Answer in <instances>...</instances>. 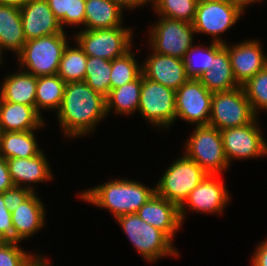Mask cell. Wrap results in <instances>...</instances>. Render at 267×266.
<instances>
[{
  "label": "cell",
  "instance_id": "ee69618b",
  "mask_svg": "<svg viewBox=\"0 0 267 266\" xmlns=\"http://www.w3.org/2000/svg\"><path fill=\"white\" fill-rule=\"evenodd\" d=\"M30 0H0V4L22 8Z\"/></svg>",
  "mask_w": 267,
  "mask_h": 266
},
{
  "label": "cell",
  "instance_id": "7bdbcfd3",
  "mask_svg": "<svg viewBox=\"0 0 267 266\" xmlns=\"http://www.w3.org/2000/svg\"><path fill=\"white\" fill-rule=\"evenodd\" d=\"M232 5L237 6L243 13L244 10L246 11V8L248 5H252L253 3L256 4L257 2H262L263 0H227Z\"/></svg>",
  "mask_w": 267,
  "mask_h": 266
},
{
  "label": "cell",
  "instance_id": "7c38bea8",
  "mask_svg": "<svg viewBox=\"0 0 267 266\" xmlns=\"http://www.w3.org/2000/svg\"><path fill=\"white\" fill-rule=\"evenodd\" d=\"M256 117L251 123L221 130L223 148L228 163L234 159H251L267 156V140L260 130Z\"/></svg>",
  "mask_w": 267,
  "mask_h": 266
},
{
  "label": "cell",
  "instance_id": "44dd1931",
  "mask_svg": "<svg viewBox=\"0 0 267 266\" xmlns=\"http://www.w3.org/2000/svg\"><path fill=\"white\" fill-rule=\"evenodd\" d=\"M44 117L34 106L3 101L0 98V132H23L42 129Z\"/></svg>",
  "mask_w": 267,
  "mask_h": 266
},
{
  "label": "cell",
  "instance_id": "cb8c5ba5",
  "mask_svg": "<svg viewBox=\"0 0 267 266\" xmlns=\"http://www.w3.org/2000/svg\"><path fill=\"white\" fill-rule=\"evenodd\" d=\"M25 42L20 8L0 4V51L8 49L17 56Z\"/></svg>",
  "mask_w": 267,
  "mask_h": 266
},
{
  "label": "cell",
  "instance_id": "e0dca14e",
  "mask_svg": "<svg viewBox=\"0 0 267 266\" xmlns=\"http://www.w3.org/2000/svg\"><path fill=\"white\" fill-rule=\"evenodd\" d=\"M146 58L142 62V74L149 80L176 91L189 79L183 60L180 58L158 54L154 51Z\"/></svg>",
  "mask_w": 267,
  "mask_h": 266
},
{
  "label": "cell",
  "instance_id": "ac0fdd59",
  "mask_svg": "<svg viewBox=\"0 0 267 266\" xmlns=\"http://www.w3.org/2000/svg\"><path fill=\"white\" fill-rule=\"evenodd\" d=\"M144 222L164 232L172 241L182 227L179 207L156 192L136 213Z\"/></svg>",
  "mask_w": 267,
  "mask_h": 266
},
{
  "label": "cell",
  "instance_id": "52a82bcc",
  "mask_svg": "<svg viewBox=\"0 0 267 266\" xmlns=\"http://www.w3.org/2000/svg\"><path fill=\"white\" fill-rule=\"evenodd\" d=\"M132 28L114 27L110 29L79 30L74 42L90 57L114 60L129 52L134 45Z\"/></svg>",
  "mask_w": 267,
  "mask_h": 266
},
{
  "label": "cell",
  "instance_id": "f1b7e54d",
  "mask_svg": "<svg viewBox=\"0 0 267 266\" xmlns=\"http://www.w3.org/2000/svg\"><path fill=\"white\" fill-rule=\"evenodd\" d=\"M224 46L211 41L210 45H192L183 57L186 74L189 79H198L204 72L211 69L212 58Z\"/></svg>",
  "mask_w": 267,
  "mask_h": 266
},
{
  "label": "cell",
  "instance_id": "ffe728a7",
  "mask_svg": "<svg viewBox=\"0 0 267 266\" xmlns=\"http://www.w3.org/2000/svg\"><path fill=\"white\" fill-rule=\"evenodd\" d=\"M34 192L26 201L11 212L12 224L15 231V242H22L37 234L44 228L46 222V210Z\"/></svg>",
  "mask_w": 267,
  "mask_h": 266
},
{
  "label": "cell",
  "instance_id": "7a4b0ae2",
  "mask_svg": "<svg viewBox=\"0 0 267 266\" xmlns=\"http://www.w3.org/2000/svg\"><path fill=\"white\" fill-rule=\"evenodd\" d=\"M155 192V186L147 187L135 180L116 178L82 191L79 197L97 208L110 210L116 219L122 215L137 213Z\"/></svg>",
  "mask_w": 267,
  "mask_h": 266
},
{
  "label": "cell",
  "instance_id": "603a6c76",
  "mask_svg": "<svg viewBox=\"0 0 267 266\" xmlns=\"http://www.w3.org/2000/svg\"><path fill=\"white\" fill-rule=\"evenodd\" d=\"M5 77L0 86V98L3 101L35 107L37 77L20 68Z\"/></svg>",
  "mask_w": 267,
  "mask_h": 266
},
{
  "label": "cell",
  "instance_id": "3957f363",
  "mask_svg": "<svg viewBox=\"0 0 267 266\" xmlns=\"http://www.w3.org/2000/svg\"><path fill=\"white\" fill-rule=\"evenodd\" d=\"M116 220L134 249L147 262L179 256L173 241L164 232L144 222L136 213L119 216Z\"/></svg>",
  "mask_w": 267,
  "mask_h": 266
},
{
  "label": "cell",
  "instance_id": "74e56055",
  "mask_svg": "<svg viewBox=\"0 0 267 266\" xmlns=\"http://www.w3.org/2000/svg\"><path fill=\"white\" fill-rule=\"evenodd\" d=\"M34 192L29 189L13 186L3 192V200L10 212L14 211L20 204L26 201Z\"/></svg>",
  "mask_w": 267,
  "mask_h": 266
},
{
  "label": "cell",
  "instance_id": "9c48e42d",
  "mask_svg": "<svg viewBox=\"0 0 267 266\" xmlns=\"http://www.w3.org/2000/svg\"><path fill=\"white\" fill-rule=\"evenodd\" d=\"M138 113L154 127L169 128L176 121L175 91L142 74Z\"/></svg>",
  "mask_w": 267,
  "mask_h": 266
},
{
  "label": "cell",
  "instance_id": "d4e9b609",
  "mask_svg": "<svg viewBox=\"0 0 267 266\" xmlns=\"http://www.w3.org/2000/svg\"><path fill=\"white\" fill-rule=\"evenodd\" d=\"M198 80L212 93L227 92L239 87L233 76L228 49L225 46L212 58L211 69L204 72Z\"/></svg>",
  "mask_w": 267,
  "mask_h": 266
},
{
  "label": "cell",
  "instance_id": "4316f807",
  "mask_svg": "<svg viewBox=\"0 0 267 266\" xmlns=\"http://www.w3.org/2000/svg\"><path fill=\"white\" fill-rule=\"evenodd\" d=\"M142 88V74L132 82L110 90L106 97L107 115L113 110L121 115L138 112L139 99Z\"/></svg>",
  "mask_w": 267,
  "mask_h": 266
},
{
  "label": "cell",
  "instance_id": "9a60e30c",
  "mask_svg": "<svg viewBox=\"0 0 267 266\" xmlns=\"http://www.w3.org/2000/svg\"><path fill=\"white\" fill-rule=\"evenodd\" d=\"M228 49L233 76L239 86L244 85L267 65V56L260 41L245 40L235 45L224 44Z\"/></svg>",
  "mask_w": 267,
  "mask_h": 266
},
{
  "label": "cell",
  "instance_id": "484cf974",
  "mask_svg": "<svg viewBox=\"0 0 267 266\" xmlns=\"http://www.w3.org/2000/svg\"><path fill=\"white\" fill-rule=\"evenodd\" d=\"M0 132V155L5 159L32 158L42 150L36 141L34 132Z\"/></svg>",
  "mask_w": 267,
  "mask_h": 266
},
{
  "label": "cell",
  "instance_id": "5bb4252c",
  "mask_svg": "<svg viewBox=\"0 0 267 266\" xmlns=\"http://www.w3.org/2000/svg\"><path fill=\"white\" fill-rule=\"evenodd\" d=\"M218 175H207L188 195L187 199L179 207V215L182 221L185 220L187 209L194 212L221 214L228 205L230 193L224 182ZM186 206V207H185ZM186 210V211H185Z\"/></svg>",
  "mask_w": 267,
  "mask_h": 266
},
{
  "label": "cell",
  "instance_id": "f35d334b",
  "mask_svg": "<svg viewBox=\"0 0 267 266\" xmlns=\"http://www.w3.org/2000/svg\"><path fill=\"white\" fill-rule=\"evenodd\" d=\"M13 186L6 159L0 155V194Z\"/></svg>",
  "mask_w": 267,
  "mask_h": 266
},
{
  "label": "cell",
  "instance_id": "ab89813d",
  "mask_svg": "<svg viewBox=\"0 0 267 266\" xmlns=\"http://www.w3.org/2000/svg\"><path fill=\"white\" fill-rule=\"evenodd\" d=\"M252 266H267V238L261 241L251 256Z\"/></svg>",
  "mask_w": 267,
  "mask_h": 266
},
{
  "label": "cell",
  "instance_id": "b9f144b4",
  "mask_svg": "<svg viewBox=\"0 0 267 266\" xmlns=\"http://www.w3.org/2000/svg\"><path fill=\"white\" fill-rule=\"evenodd\" d=\"M121 4L125 9H136L145 4H148L150 0H113Z\"/></svg>",
  "mask_w": 267,
  "mask_h": 266
},
{
  "label": "cell",
  "instance_id": "4fadbf2b",
  "mask_svg": "<svg viewBox=\"0 0 267 266\" xmlns=\"http://www.w3.org/2000/svg\"><path fill=\"white\" fill-rule=\"evenodd\" d=\"M212 95L198 79H188L175 91L176 119L195 126L208 125Z\"/></svg>",
  "mask_w": 267,
  "mask_h": 266
},
{
  "label": "cell",
  "instance_id": "d590c367",
  "mask_svg": "<svg viewBox=\"0 0 267 266\" xmlns=\"http://www.w3.org/2000/svg\"><path fill=\"white\" fill-rule=\"evenodd\" d=\"M61 27L64 25H83L82 30H85V0H69L68 12L59 21Z\"/></svg>",
  "mask_w": 267,
  "mask_h": 266
},
{
  "label": "cell",
  "instance_id": "836d02e7",
  "mask_svg": "<svg viewBox=\"0 0 267 266\" xmlns=\"http://www.w3.org/2000/svg\"><path fill=\"white\" fill-rule=\"evenodd\" d=\"M242 88L256 117L258 112H262L260 110L267 111V65L242 85Z\"/></svg>",
  "mask_w": 267,
  "mask_h": 266
},
{
  "label": "cell",
  "instance_id": "bcb514c9",
  "mask_svg": "<svg viewBox=\"0 0 267 266\" xmlns=\"http://www.w3.org/2000/svg\"><path fill=\"white\" fill-rule=\"evenodd\" d=\"M2 54H3V53L0 51V65L3 64V62H5V61H3V56H2Z\"/></svg>",
  "mask_w": 267,
  "mask_h": 266
},
{
  "label": "cell",
  "instance_id": "8992f818",
  "mask_svg": "<svg viewBox=\"0 0 267 266\" xmlns=\"http://www.w3.org/2000/svg\"><path fill=\"white\" fill-rule=\"evenodd\" d=\"M208 174L184 153L165 170L155 186L156 193L180 207L189 193Z\"/></svg>",
  "mask_w": 267,
  "mask_h": 266
},
{
  "label": "cell",
  "instance_id": "2e32d148",
  "mask_svg": "<svg viewBox=\"0 0 267 266\" xmlns=\"http://www.w3.org/2000/svg\"><path fill=\"white\" fill-rule=\"evenodd\" d=\"M20 12L26 41L65 31L46 0H30Z\"/></svg>",
  "mask_w": 267,
  "mask_h": 266
},
{
  "label": "cell",
  "instance_id": "d6986e66",
  "mask_svg": "<svg viewBox=\"0 0 267 266\" xmlns=\"http://www.w3.org/2000/svg\"><path fill=\"white\" fill-rule=\"evenodd\" d=\"M6 162L14 186L32 192H36L32 185L51 181L54 176L43 150L32 158H10L6 159Z\"/></svg>",
  "mask_w": 267,
  "mask_h": 266
},
{
  "label": "cell",
  "instance_id": "83f0119b",
  "mask_svg": "<svg viewBox=\"0 0 267 266\" xmlns=\"http://www.w3.org/2000/svg\"><path fill=\"white\" fill-rule=\"evenodd\" d=\"M66 83L57 75L37 77L35 108L42 115V110L58 111L64 95Z\"/></svg>",
  "mask_w": 267,
  "mask_h": 266
},
{
  "label": "cell",
  "instance_id": "f546056e",
  "mask_svg": "<svg viewBox=\"0 0 267 266\" xmlns=\"http://www.w3.org/2000/svg\"><path fill=\"white\" fill-rule=\"evenodd\" d=\"M75 47L68 43L63 51L57 75L65 82L84 81L88 56L75 42Z\"/></svg>",
  "mask_w": 267,
  "mask_h": 266
},
{
  "label": "cell",
  "instance_id": "7402d4cb",
  "mask_svg": "<svg viewBox=\"0 0 267 266\" xmlns=\"http://www.w3.org/2000/svg\"><path fill=\"white\" fill-rule=\"evenodd\" d=\"M125 8L113 0H85V29H110L123 25Z\"/></svg>",
  "mask_w": 267,
  "mask_h": 266
},
{
  "label": "cell",
  "instance_id": "6da1fadb",
  "mask_svg": "<svg viewBox=\"0 0 267 266\" xmlns=\"http://www.w3.org/2000/svg\"><path fill=\"white\" fill-rule=\"evenodd\" d=\"M107 116L106 97L85 81L66 83L61 106L56 112L65 138L86 136Z\"/></svg>",
  "mask_w": 267,
  "mask_h": 266
},
{
  "label": "cell",
  "instance_id": "e575fe53",
  "mask_svg": "<svg viewBox=\"0 0 267 266\" xmlns=\"http://www.w3.org/2000/svg\"><path fill=\"white\" fill-rule=\"evenodd\" d=\"M15 241H0V266H29L39 254L28 253Z\"/></svg>",
  "mask_w": 267,
  "mask_h": 266
},
{
  "label": "cell",
  "instance_id": "60d3db41",
  "mask_svg": "<svg viewBox=\"0 0 267 266\" xmlns=\"http://www.w3.org/2000/svg\"><path fill=\"white\" fill-rule=\"evenodd\" d=\"M55 17L60 21L68 12L69 0H46Z\"/></svg>",
  "mask_w": 267,
  "mask_h": 266
},
{
  "label": "cell",
  "instance_id": "277c9868",
  "mask_svg": "<svg viewBox=\"0 0 267 266\" xmlns=\"http://www.w3.org/2000/svg\"><path fill=\"white\" fill-rule=\"evenodd\" d=\"M65 31L25 42L17 55L19 68L36 77L55 75L67 44Z\"/></svg>",
  "mask_w": 267,
  "mask_h": 266
},
{
  "label": "cell",
  "instance_id": "8d00e7d4",
  "mask_svg": "<svg viewBox=\"0 0 267 266\" xmlns=\"http://www.w3.org/2000/svg\"><path fill=\"white\" fill-rule=\"evenodd\" d=\"M0 241H15V231L12 224V215L0 194Z\"/></svg>",
  "mask_w": 267,
  "mask_h": 266
},
{
  "label": "cell",
  "instance_id": "ba28073f",
  "mask_svg": "<svg viewBox=\"0 0 267 266\" xmlns=\"http://www.w3.org/2000/svg\"><path fill=\"white\" fill-rule=\"evenodd\" d=\"M160 18L155 25L153 23L150 26L148 37L150 45L148 46L155 53L183 59L194 44L196 33L192 23L166 17Z\"/></svg>",
  "mask_w": 267,
  "mask_h": 266
},
{
  "label": "cell",
  "instance_id": "30bf717a",
  "mask_svg": "<svg viewBox=\"0 0 267 266\" xmlns=\"http://www.w3.org/2000/svg\"><path fill=\"white\" fill-rule=\"evenodd\" d=\"M255 118L242 86L227 92L213 93L208 125L221 131L245 126Z\"/></svg>",
  "mask_w": 267,
  "mask_h": 266
},
{
  "label": "cell",
  "instance_id": "4dcf8cb0",
  "mask_svg": "<svg viewBox=\"0 0 267 266\" xmlns=\"http://www.w3.org/2000/svg\"><path fill=\"white\" fill-rule=\"evenodd\" d=\"M132 49L111 61L110 90L136 80L142 74V64L137 62Z\"/></svg>",
  "mask_w": 267,
  "mask_h": 266
},
{
  "label": "cell",
  "instance_id": "d6a6232c",
  "mask_svg": "<svg viewBox=\"0 0 267 266\" xmlns=\"http://www.w3.org/2000/svg\"><path fill=\"white\" fill-rule=\"evenodd\" d=\"M110 73L111 60L88 56L84 81L104 97L110 92Z\"/></svg>",
  "mask_w": 267,
  "mask_h": 266
},
{
  "label": "cell",
  "instance_id": "8fae6325",
  "mask_svg": "<svg viewBox=\"0 0 267 266\" xmlns=\"http://www.w3.org/2000/svg\"><path fill=\"white\" fill-rule=\"evenodd\" d=\"M242 14L237 6L227 0H199L192 25L196 35L207 34L213 37V42L225 44L227 42L219 35L231 29Z\"/></svg>",
  "mask_w": 267,
  "mask_h": 266
},
{
  "label": "cell",
  "instance_id": "1f68e13d",
  "mask_svg": "<svg viewBox=\"0 0 267 266\" xmlns=\"http://www.w3.org/2000/svg\"><path fill=\"white\" fill-rule=\"evenodd\" d=\"M199 0H150L154 12L159 17H166L192 23Z\"/></svg>",
  "mask_w": 267,
  "mask_h": 266
},
{
  "label": "cell",
  "instance_id": "5b68a950",
  "mask_svg": "<svg viewBox=\"0 0 267 266\" xmlns=\"http://www.w3.org/2000/svg\"><path fill=\"white\" fill-rule=\"evenodd\" d=\"M184 154L207 174L220 175L229 169L220 130L210 125L195 126L185 142Z\"/></svg>",
  "mask_w": 267,
  "mask_h": 266
},
{
  "label": "cell",
  "instance_id": "f6af8a7d",
  "mask_svg": "<svg viewBox=\"0 0 267 266\" xmlns=\"http://www.w3.org/2000/svg\"><path fill=\"white\" fill-rule=\"evenodd\" d=\"M50 264L51 263L46 257L44 259V256L39 254L29 266H51Z\"/></svg>",
  "mask_w": 267,
  "mask_h": 266
}]
</instances>
